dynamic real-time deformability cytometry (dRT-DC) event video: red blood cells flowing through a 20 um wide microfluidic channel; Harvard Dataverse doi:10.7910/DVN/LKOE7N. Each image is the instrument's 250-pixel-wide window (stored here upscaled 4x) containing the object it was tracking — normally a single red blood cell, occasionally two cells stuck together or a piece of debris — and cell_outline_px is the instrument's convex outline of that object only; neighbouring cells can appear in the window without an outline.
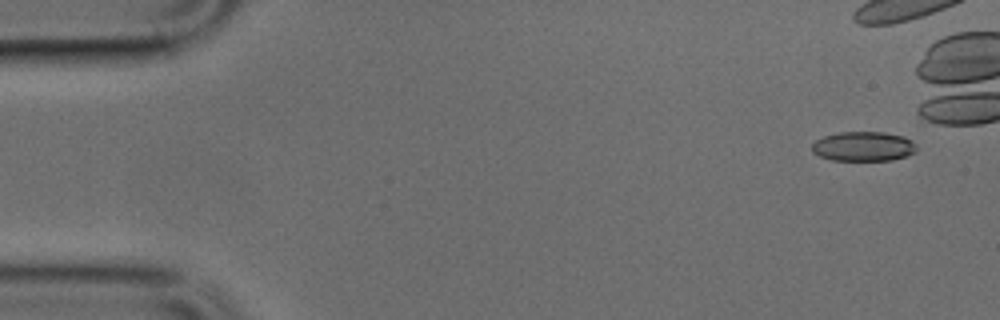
{"species": "common noctule bat (a hibernating species)", "species_latin": "Nyctalus noctula", "temperature_condition": "cold", "stored_images_in_passage": 11, "camera_frame_rate_fps": 3000, "um_per_image_px": 0.085, "animal": {"sex": "male", "body_mass_g": 17.9, "forearm_length_mm": 54.2}, "frame": {"image": 1, "passage_image": 1, "time_ms": 0.0, "image_size_px": [1000, 320], "cell_outline_px": [[916, 148], [912, 152], [904, 156], [892, 160], [832, 160], [820, 156], [812, 152], [812, 144], [816, 140], [824, 136], [840, 132], [884, 132], [904, 136], [912, 140]], "centroid_in_image_um": [73.36, 12.43], "position_along_channel_um": 11.6, "area_um2": 17.86}}